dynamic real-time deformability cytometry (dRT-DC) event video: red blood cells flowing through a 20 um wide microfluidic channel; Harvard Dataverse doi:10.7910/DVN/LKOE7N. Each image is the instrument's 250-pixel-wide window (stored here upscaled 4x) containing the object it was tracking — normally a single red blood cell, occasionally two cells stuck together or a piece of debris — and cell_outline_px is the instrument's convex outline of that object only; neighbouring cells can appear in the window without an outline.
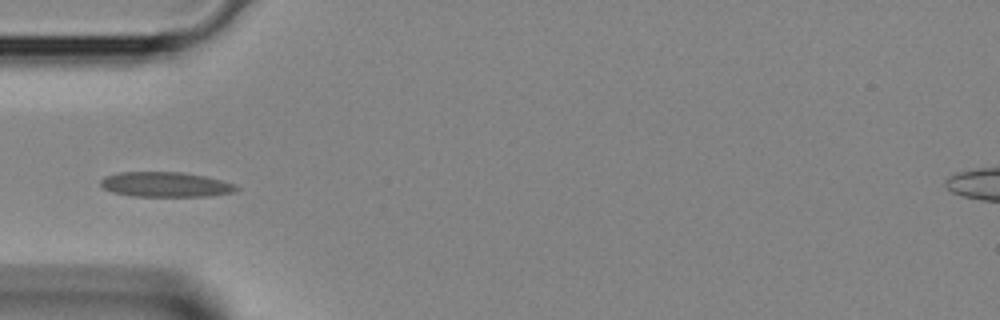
{"species": "Egyptian fruit bat (a non-hibernating species)", "species_latin": "Rousettus aegyptiacus", "temperature_condition": "room temperature", "stored_images_in_passage": 28, "camera_frame_rate_fps": 3000, "um_per_image_px": 0.085, "animal": {"sex": "female"}, "frame": {"image": 1, "passage_image": 1, "time_ms": 0.0, "image_size_px": [1000, 320], "cell_outline_px": [[240, 188], [232, 192], [208, 196], [132, 196], [112, 192], [104, 188], [100, 184], [100, 180], [104, 176], [120, 172], [180, 172], [204, 176], [236, 184]], "centroid_in_image_um": [14.04, 15.68], "position_along_channel_um": 71.0, "area_um2": 19.65}}
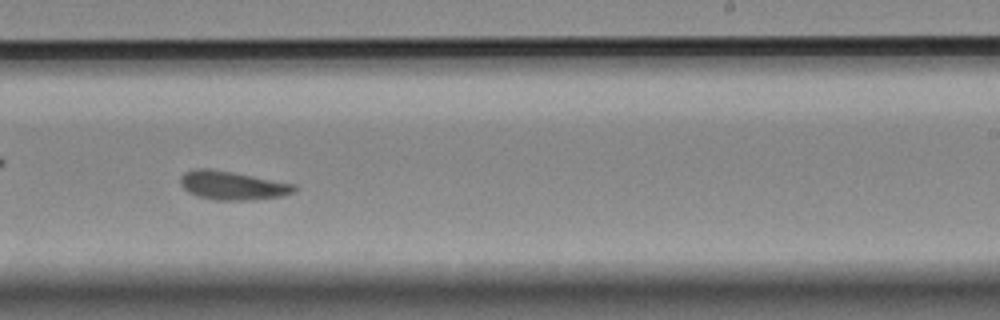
{"frame": {"image": 2, "passage_image": 13, "time_ms": 4.0, "image_size_px": [1000, 320], "cell_outline_px": [[296, 188], [292, 192], [284, 196], [252, 200], [212, 200], [196, 196], [188, 192], [180, 184], [180, 176], [184, 172], [196, 168], [208, 168], [232, 172], [296, 184]], "centroid_in_image_um": [19.72, 15.77], "position_along_channel_um": 269.3, "area_um2": 19.13}}
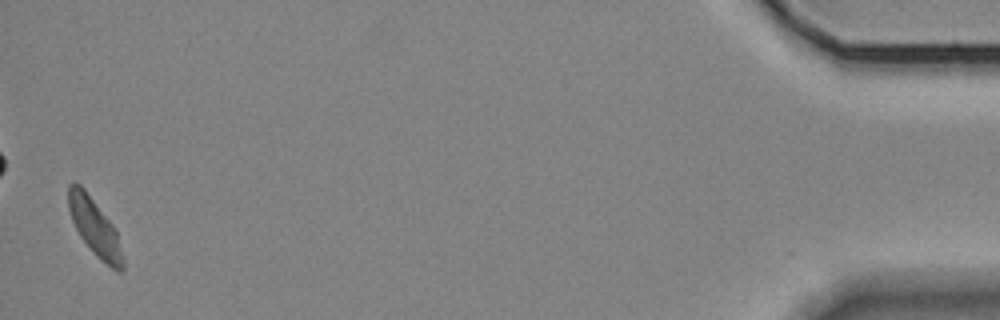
{"frame": {"image": 3, "passage_image": 28, "time_ms": 9.0, "image_size_px": [1000, 320], "cell_outline_px": [[124, 268], [120, 272], [116, 272], [100, 260], [92, 252], [80, 236], [72, 220], [68, 208], [68, 184], [72, 180], [80, 184], [84, 188], [112, 224], [116, 232], [124, 260]], "centroid_in_image_um": [8.04, 19.32], "position_along_channel_um": 427.2, "area_um2": 18.09}}